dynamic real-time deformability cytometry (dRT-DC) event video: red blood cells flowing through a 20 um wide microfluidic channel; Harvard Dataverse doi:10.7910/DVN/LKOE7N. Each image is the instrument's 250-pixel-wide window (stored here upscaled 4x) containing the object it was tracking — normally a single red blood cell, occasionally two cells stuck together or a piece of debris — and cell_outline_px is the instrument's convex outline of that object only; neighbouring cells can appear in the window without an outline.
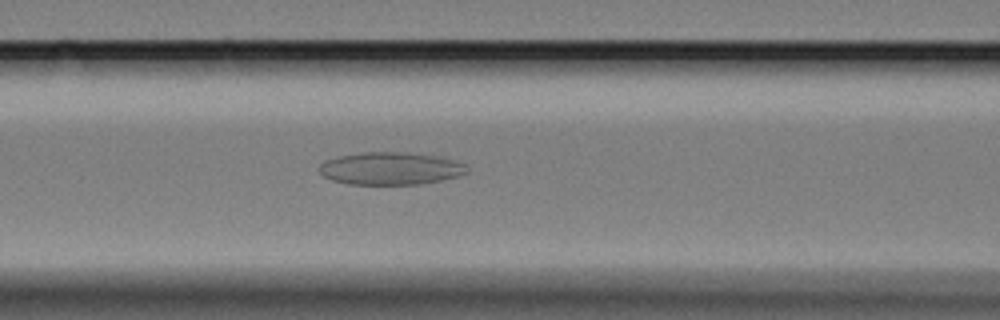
{"species": "Egyptian fruit bat (a non-hibernating species)", "species_latin": "Rousettus aegyptiacus", "temperature_condition": "cold", "stored_images_in_passage": 50, "camera_frame_rate_fps": 3000, "um_per_image_px": 0.085, "animal": {"sex": "female"}, "frame": {"image": 1, "passage_image": 13, "time_ms": 4.0, "image_size_px": [1000, 320], "cell_outline_px": [[468, 172], [456, 176], [440, 180], [420, 184], [348, 184], [332, 180], [324, 176], [320, 172], [320, 164], [328, 160], [340, 156], [364, 152], [404, 152], [432, 156], [464, 164], [468, 168]], "centroid_in_image_um": [33.15, 14.33], "position_along_channel_um": 133.4, "area_um2": 27.4}}
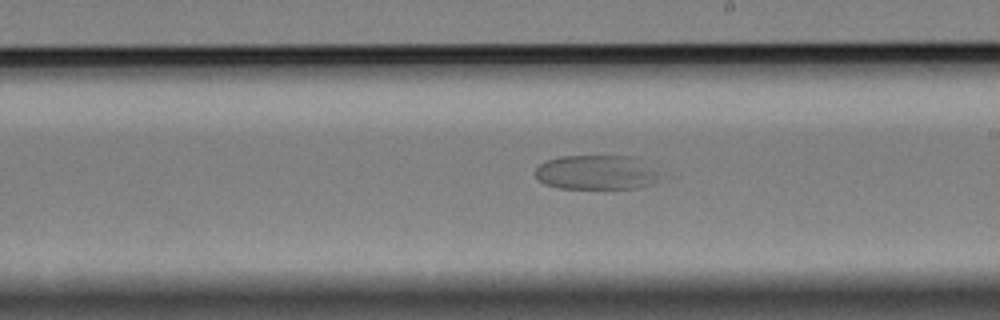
{"frame": {"image": 2, "passage_image": 23, "time_ms": 7.333, "image_size_px": [1000, 320], "cell_outline_px": [[664, 176], [656, 184], [640, 188], [560, 188], [544, 184], [536, 176], [536, 168], [540, 164], [548, 160], [560, 156], [628, 156]], "centroid_in_image_um": [50.69, 14.68], "position_along_channel_um": 238.3, "area_um2": 24.8}}
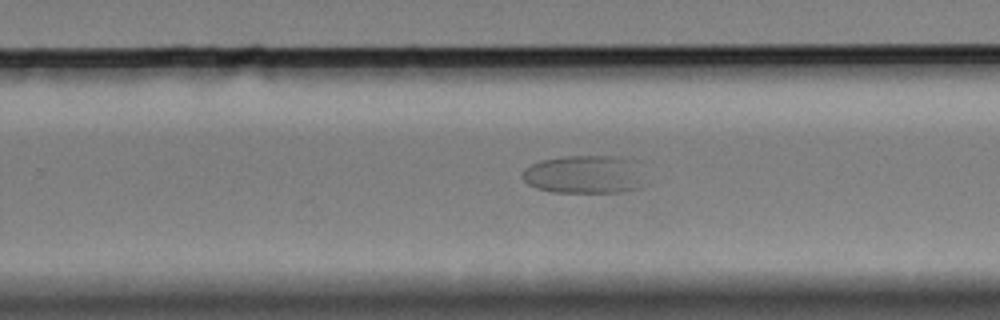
{"frame": {"image": 3, "passage_image": 27, "time_ms": 8.667, "image_size_px": [1000, 320], "cell_outline_px": [[640, 188], [620, 192], [552, 192], [536, 188], [528, 184], [524, 180], [524, 168], [540, 160], [564, 156], [620, 156], [640, 160]], "centroid_in_image_um": [49.7, 14.81], "position_along_channel_um": 280.1, "area_um2": 27.46}}